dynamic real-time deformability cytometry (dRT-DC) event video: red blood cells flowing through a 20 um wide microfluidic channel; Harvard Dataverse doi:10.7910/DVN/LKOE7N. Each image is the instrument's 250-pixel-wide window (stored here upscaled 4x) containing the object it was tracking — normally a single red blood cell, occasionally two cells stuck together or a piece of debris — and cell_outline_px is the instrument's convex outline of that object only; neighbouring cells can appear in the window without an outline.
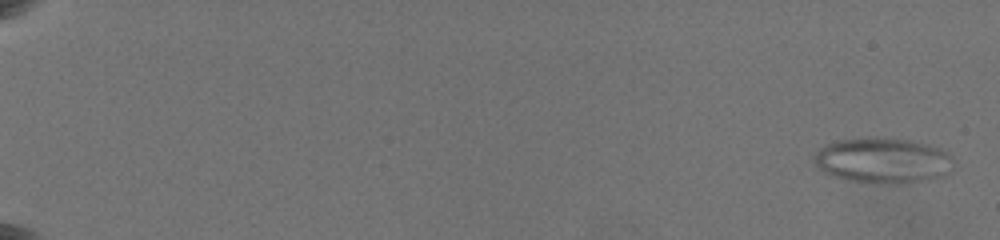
{"species": "common noctule bat (a hibernating species)", "species_latin": "Nyctalus noctula", "temperature_condition": "warm", "stored_images_in_passage": 56, "camera_frame_rate_fps": 3000, "um_per_image_px": 0.085, "animal": {"sex": "female", "body_mass_g": 19.5, "forearm_length_mm": 54.1}, "frame": {"image": 1, "passage_image": 3, "time_ms": 0.333, "image_size_px": [1000, 240], "cell_outline_px": [[952, 160], [948, 172], [944, 176], [924, 180], [888, 184], [876, 184], [852, 180], [836, 176], [824, 172], [816, 168], [812, 160], [812, 156], [820, 148], [836, 140], [868, 136], [912, 140], [928, 144], [940, 148], [952, 156]], "centroid_in_image_um": [75.0, 13.62], "position_along_channel_um": 10.0, "area_um2": 37.17}}
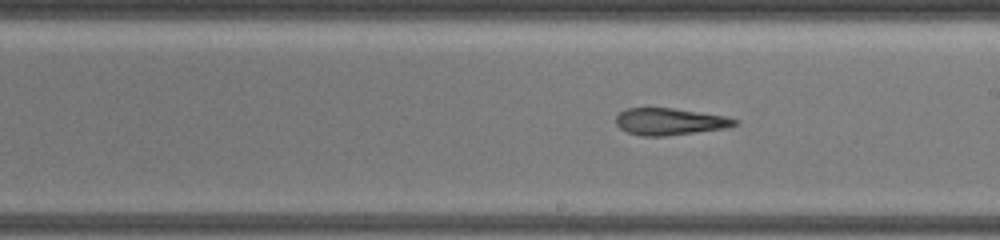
{"frame": {"image": 2, "passage_image": 37, "time_ms": 12.333, "image_size_px": [1000, 240], "cell_outline_px": [[740, 120], [736, 124], [724, 128], [664, 136], [640, 136], [628, 132], [620, 128], [616, 124], [616, 116], [620, 112], [628, 108], [672, 108], [724, 116]], "centroid_in_image_um": [56.89, 10.33], "position_along_channel_um": 232.1, "area_um2": 18.32}}
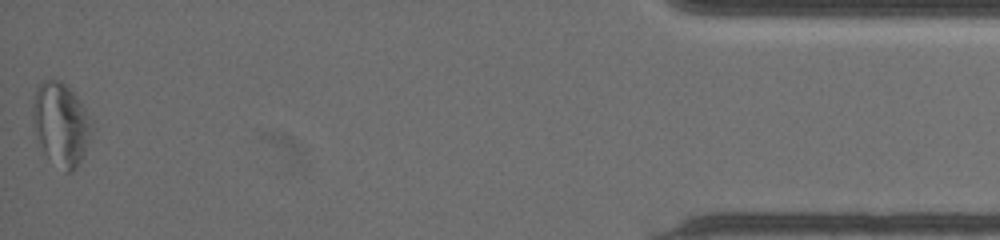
{"frame": {"image": 3, "passage_image": 56, "time_ms": 19.667, "image_size_px": [1000, 240], "cell_outline_px": [[96, 128], [76, 168], [72, 172], [68, 172], [48, 156], [44, 152], [36, 140], [32, 120], [32, 104], [36, 88], [44, 80], [60, 80], [76, 96], [92, 120]], "centroid_in_image_um": [5.18, 10.53], "position_along_channel_um": 430.0, "area_um2": 28.5}, "authors_computed_cell_mechanics": {"area_um2": 24.1893, "velocity_mm_per_s": 3.6926, "shape_relaxation_time_tau1_ms": null, "shape_relaxation_time_tau2_ms": 4.7176, "deformation_change_tau1": null, "deformation_change_tau2": 0.1904}}